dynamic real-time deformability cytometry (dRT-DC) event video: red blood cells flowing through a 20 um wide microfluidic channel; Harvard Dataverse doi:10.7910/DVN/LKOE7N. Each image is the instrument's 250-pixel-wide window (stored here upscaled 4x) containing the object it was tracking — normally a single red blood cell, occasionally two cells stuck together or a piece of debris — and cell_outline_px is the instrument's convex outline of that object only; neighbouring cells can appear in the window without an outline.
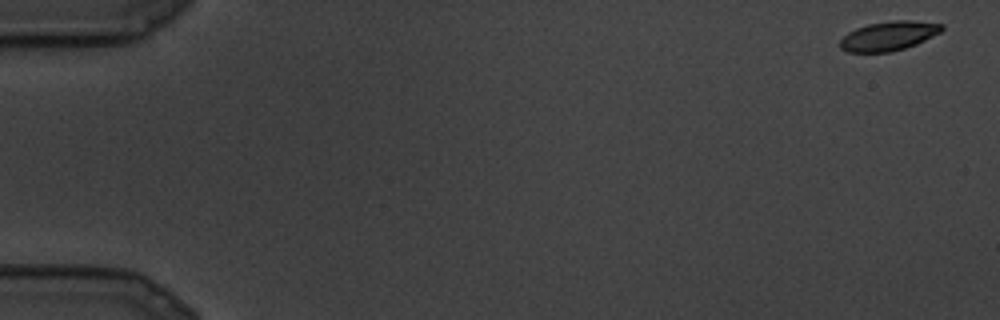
{"species": "common noctule bat (a hibernating species)", "species_latin": "Nyctalus noctula", "temperature_condition": "cold", "stored_images_in_passage": 4, "camera_frame_rate_fps": 3000, "um_per_image_px": 0.085, "animal": {"sex": "male", "body_mass_g": 19.5, "forearm_length_mm": 54.6}, "frame": {"image": 1, "passage_image": 1, "time_ms": 0.0, "image_size_px": [1000, 320], "cell_outline_px": [[944, 28], [940, 32], [916, 44], [892, 52], [848, 52], [840, 48], [840, 40], [848, 32], [856, 28], [868, 24], [892, 20], [912, 20], [944, 24]], "centroid_in_image_um": [75.53, 3.05], "position_along_channel_um": 9.5, "area_um2": 17.34}}